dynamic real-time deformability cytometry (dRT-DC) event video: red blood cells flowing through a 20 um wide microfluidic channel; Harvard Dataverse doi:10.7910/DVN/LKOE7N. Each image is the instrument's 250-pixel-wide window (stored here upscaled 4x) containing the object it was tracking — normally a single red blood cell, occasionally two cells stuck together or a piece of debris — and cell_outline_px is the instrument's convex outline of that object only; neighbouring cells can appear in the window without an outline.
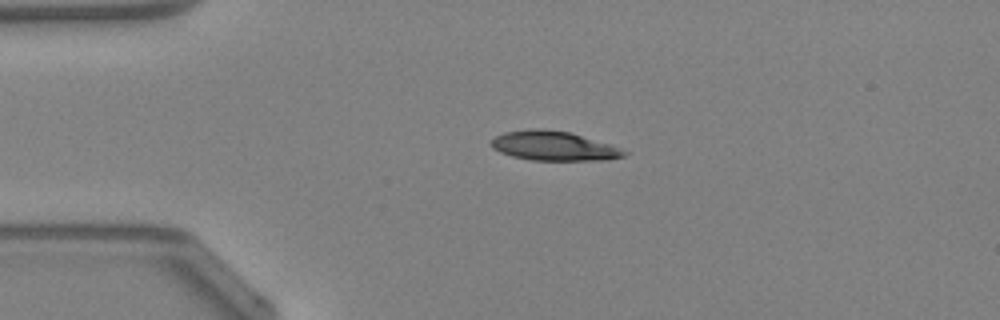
{"species": "Egyptian fruit bat (a non-hibernating species)", "species_latin": "Rousettus aegyptiacus", "temperature_condition": "warm", "stored_images_in_passage": 32, "camera_frame_rate_fps": 3000, "um_per_image_px": 0.085, "animal": {"sex": "female"}, "frame": {"image": 1, "passage_image": 1, "time_ms": 0.0, "image_size_px": [1000, 320], "cell_outline_px": [[628, 152], [624, 156], [608, 160], [532, 160], [512, 156], [500, 152], [492, 148], [488, 144], [496, 136], [504, 132], [532, 128], [540, 128], [568, 132], [608, 144]], "centroid_in_image_um": [47.0, 12.4], "position_along_channel_um": 38.0, "area_um2": 22.54}}
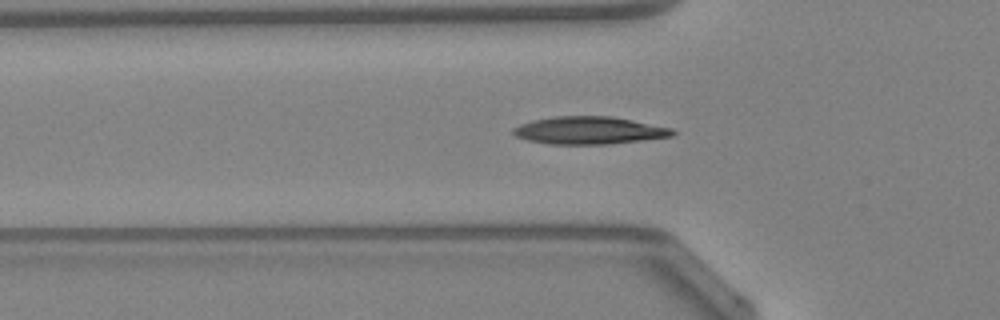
{"frame": {"image": 2, "passage_image": 6, "time_ms": 1.667, "image_size_px": [1000, 320], "cell_outline_px": [[676, 132], [672, 136], [608, 144], [548, 144], [528, 140], [516, 136], [512, 132], [512, 128], [520, 124], [532, 120], [556, 116], [612, 116], [672, 128]], "centroid_in_image_um": [50.05, 11.08], "position_along_channel_um": 75.8, "area_um2": 25.49}, "authors_computed_cell_mechanics": {"area_um2": 24.1604, "velocity_mm_per_s": 4.2978, "shape_relaxation_time_tau1_ms": 5.561, "shape_relaxation_time_tau2_ms": 4.5376, "deformation_change_tau1": 0.1668, "deformation_change_tau2": 0.1081}}